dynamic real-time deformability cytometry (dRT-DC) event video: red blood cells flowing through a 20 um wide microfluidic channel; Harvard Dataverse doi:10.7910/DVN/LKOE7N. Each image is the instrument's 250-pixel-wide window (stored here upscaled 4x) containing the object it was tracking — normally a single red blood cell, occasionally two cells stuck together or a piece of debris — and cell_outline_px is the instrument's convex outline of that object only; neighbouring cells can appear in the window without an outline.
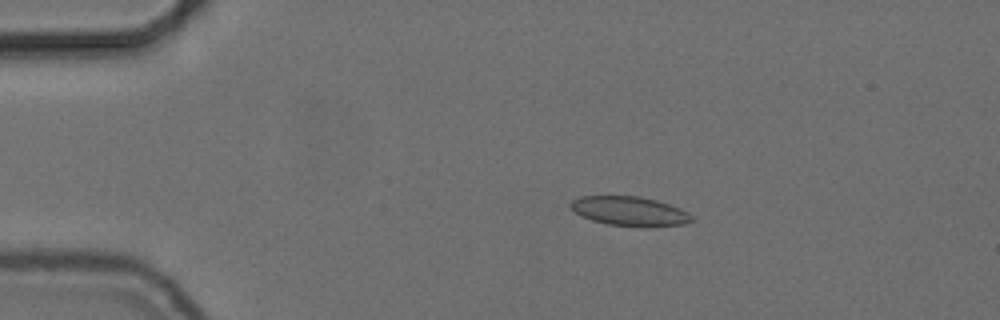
{"species": "common noctule bat (a hibernating species)", "species_latin": "Nyctalus noctula", "temperature_condition": "cold", "stored_images_in_passage": 55, "camera_frame_rate_fps": 3000, "um_per_image_px": 0.085, "animal": {"sex": "female", "body_mass_g": 24.6, "forearm_length_mm": 56.2}, "frame": {"image": 1, "passage_image": 10, "time_ms": 3.0, "image_size_px": [1000, 320], "cell_outline_px": [[696, 220], [684, 224], [648, 228], [640, 228], [608, 224], [592, 220], [576, 212], [568, 204], [572, 200], [580, 196], [640, 196], [656, 200], [680, 208], [688, 212]], "centroid_in_image_um": [53.57, 17.97], "position_along_channel_um": 31.4, "area_um2": 20.98}}
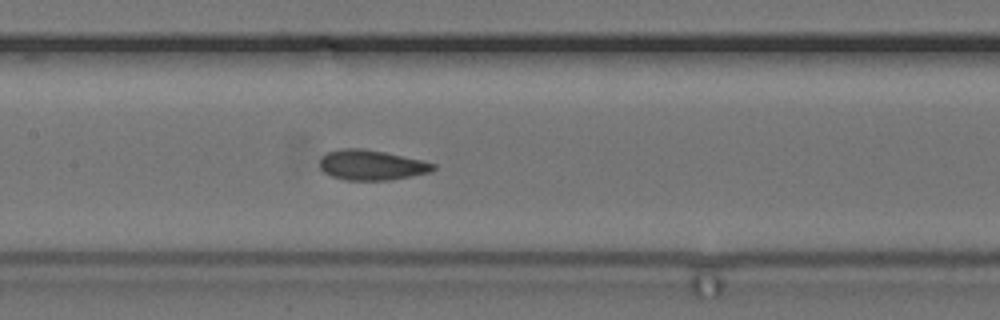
{"frame": {"image": 2, "passage_image": 26, "time_ms": 8.333, "image_size_px": [1000, 320], "cell_outline_px": [[436, 168], [432, 172], [412, 176], [388, 180], [344, 180], [332, 176], [324, 172], [320, 168], [320, 156], [328, 152], [340, 148], [364, 148], [424, 160], [436, 164]], "centroid_in_image_um": [31.59, 14.02], "position_along_channel_um": 175.8, "area_um2": 20.17}}
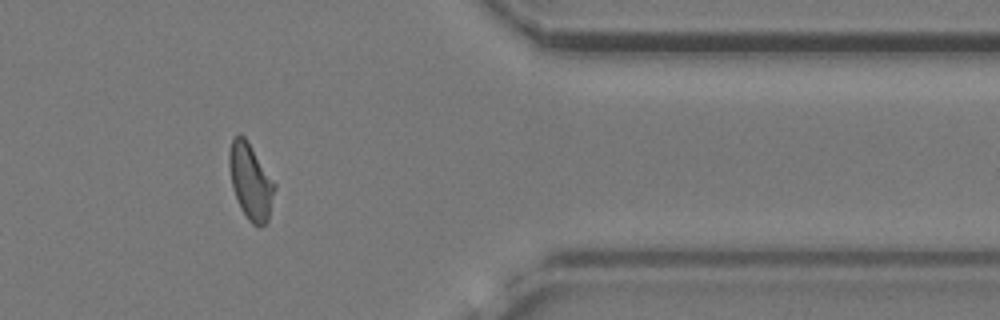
{"frame": {"image": 3, "passage_image": 45, "time_ms": 14.667, "image_size_px": [1000, 320], "cell_outline_px": [[276, 188], [268, 220], [264, 224], [252, 224], [248, 220], [240, 208], [232, 188], [228, 164], [228, 152], [232, 140], [240, 132], [244, 136], [276, 184]], "centroid_in_image_um": [21.28, 15.41], "position_along_channel_um": 390.1, "area_um2": 20.0}, "authors_computed_cell_mechanics": {"area_um2": 19.9988, "velocity_mm_per_s": 3.7086, "shape_relaxation_time_tau1_ms": 6.9478, "shape_relaxation_time_tau2_ms": 1.5765, "deformation_change_tau1": 0.1326, "deformation_change_tau2": 0.0652}}